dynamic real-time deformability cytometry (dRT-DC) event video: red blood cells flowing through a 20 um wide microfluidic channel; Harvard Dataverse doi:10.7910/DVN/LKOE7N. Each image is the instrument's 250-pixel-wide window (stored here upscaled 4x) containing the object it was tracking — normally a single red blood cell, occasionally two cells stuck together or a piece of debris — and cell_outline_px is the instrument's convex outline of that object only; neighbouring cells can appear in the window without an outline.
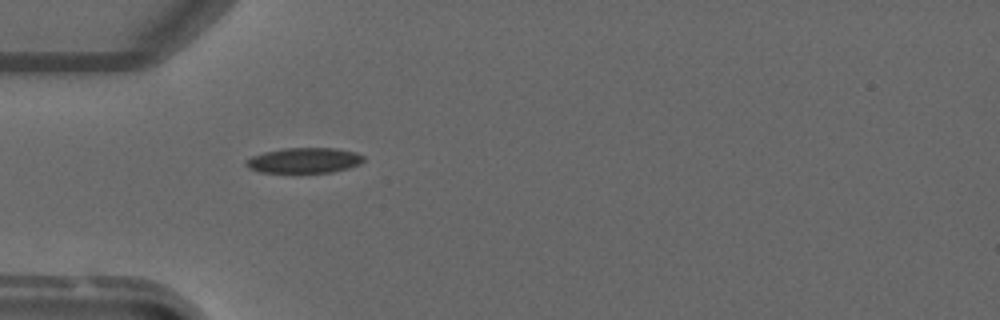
{"species": "common noctule bat (a hibernating species)", "species_latin": "Nyctalus noctula", "temperature_condition": "warm", "stored_images_in_passage": 1, "camera_frame_rate_fps": 3000, "um_per_image_px": 0.085, "animal": {"sex": "male", "forearm_length_mm": 52.5}, "frame": {"image": 1, "passage_image": 1, "time_ms": 0.0, "image_size_px": [1000, 320], "cell_outline_px": [[364, 160], [360, 164], [348, 168], [332, 172], [260, 172], [248, 168], [244, 164], [244, 160], [252, 156], [264, 152], [284, 148], [336, 148], [356, 152], [364, 156]], "centroid_in_image_um": [25.84, 13.63], "position_along_channel_um": 59.2, "area_um2": 17.4}}